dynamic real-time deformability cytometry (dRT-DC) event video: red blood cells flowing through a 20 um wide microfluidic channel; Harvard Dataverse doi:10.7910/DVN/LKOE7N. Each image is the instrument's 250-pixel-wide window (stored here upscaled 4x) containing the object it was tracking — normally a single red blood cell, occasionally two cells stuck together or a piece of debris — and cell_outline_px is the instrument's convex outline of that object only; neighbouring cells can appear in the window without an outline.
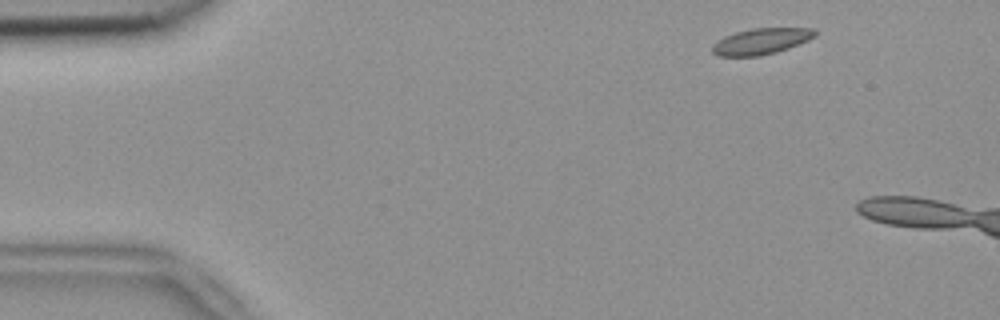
{"species": "common noctule bat (a hibernating species)", "species_latin": "Nyctalus noctula", "temperature_condition": "room temperature", "stored_images_in_passage": 10, "camera_frame_rate_fps": 3000, "um_per_image_px": 0.085, "animal": {"sex": "female", "body_mass_g": 18.4}, "frame": {"image": 1, "passage_image": 4, "time_ms": 1.0, "image_size_px": [1000, 320], "cell_outline_px": [[816, 36], [808, 40], [788, 48], [776, 52], [756, 56], [720, 56], [712, 52], [712, 44], [724, 36], [736, 32], [752, 28], [812, 28], [816, 32]], "centroid_in_image_um": [64.68, 3.5], "position_along_channel_um": 20.3, "area_um2": 15.49}}